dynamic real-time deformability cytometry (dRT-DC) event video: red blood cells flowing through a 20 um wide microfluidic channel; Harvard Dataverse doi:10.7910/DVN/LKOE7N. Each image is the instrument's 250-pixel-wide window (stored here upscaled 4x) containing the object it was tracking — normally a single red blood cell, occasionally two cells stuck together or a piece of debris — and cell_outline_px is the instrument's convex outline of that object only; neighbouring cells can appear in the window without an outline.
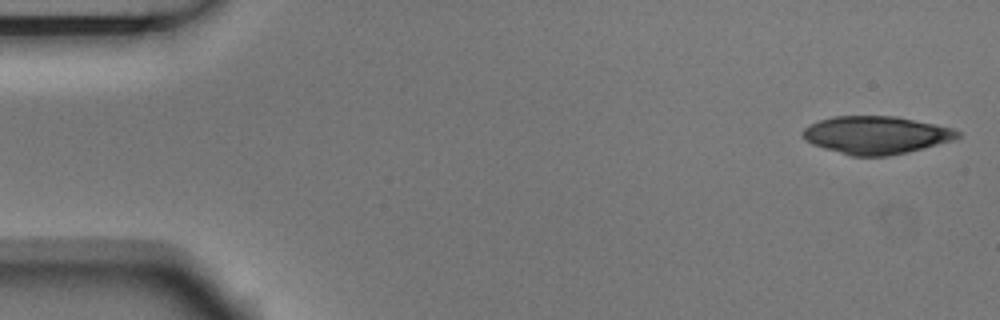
{"species": "Egyptian fruit bat (a non-hibernating species)", "species_latin": "Rousettus aegyptiacus", "temperature_condition": "room temperature", "stored_images_in_passage": 5, "camera_frame_rate_fps": 3000, "um_per_image_px": 0.085, "animal": {"sex": "male"}, "frame": {"image": 1, "passage_image": 1, "time_ms": 0.0, "image_size_px": [1000, 320], "cell_outline_px": [[960, 136], [956, 140], [908, 152], [888, 156], [852, 156], [824, 148], [812, 144], [804, 140], [800, 132], [804, 128], [820, 120], [832, 116], [896, 116], [936, 124], [952, 128], [960, 132]], "centroid_in_image_um": [74.48, 11.48], "position_along_channel_um": 10.5, "area_um2": 34.28}}